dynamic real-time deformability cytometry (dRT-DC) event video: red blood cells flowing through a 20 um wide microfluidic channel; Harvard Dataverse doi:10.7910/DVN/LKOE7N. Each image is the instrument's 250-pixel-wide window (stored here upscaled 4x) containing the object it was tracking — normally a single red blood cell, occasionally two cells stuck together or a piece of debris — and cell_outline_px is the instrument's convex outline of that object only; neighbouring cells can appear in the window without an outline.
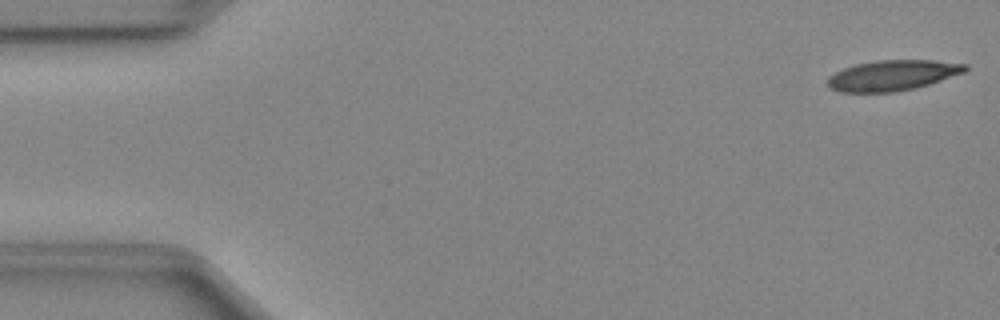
{"species": "Egyptian fruit bat (a non-hibernating species)", "species_latin": "Rousettus aegyptiacus", "temperature_condition": "cold", "stored_images_in_passage": 47, "camera_frame_rate_fps": 3000, "um_per_image_px": 0.085, "animal": {"sex": "female"}, "frame": {"image": 1, "passage_image": 1, "time_ms": 0.0, "image_size_px": [1000, 320], "cell_outline_px": [[968, 68], [964, 72], [916, 88], [892, 92], [840, 92], [828, 88], [828, 76], [844, 68], [856, 64], [876, 60], [932, 60], [968, 64]], "centroid_in_image_um": [75.84, 6.4], "position_along_channel_um": 9.2, "area_um2": 24.33}}
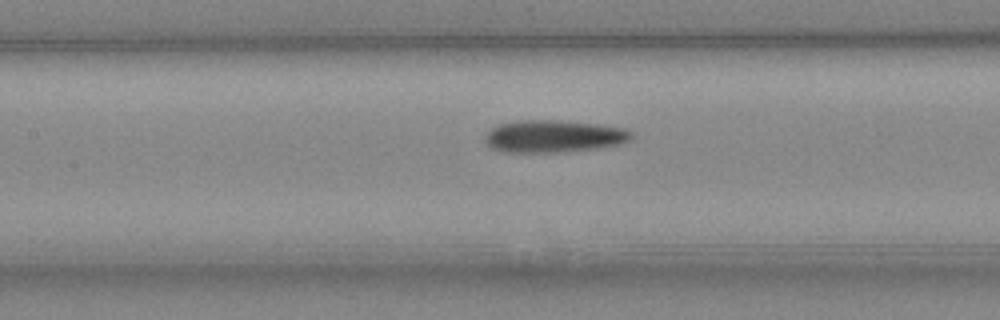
{"frame": {"image": 2, "passage_image": 21, "time_ms": 6.667, "image_size_px": [1000, 320], "cell_outline_px": [[632, 136], [628, 140], [620, 144], [596, 148], [556, 152], [504, 152], [492, 148], [484, 140], [484, 136], [492, 128], [500, 124], [516, 120], [556, 120], [596, 124], [624, 128], [632, 132]], "centroid_in_image_um": [47.03, 11.58], "position_along_channel_um": 160.4, "area_um2": 27.34}}
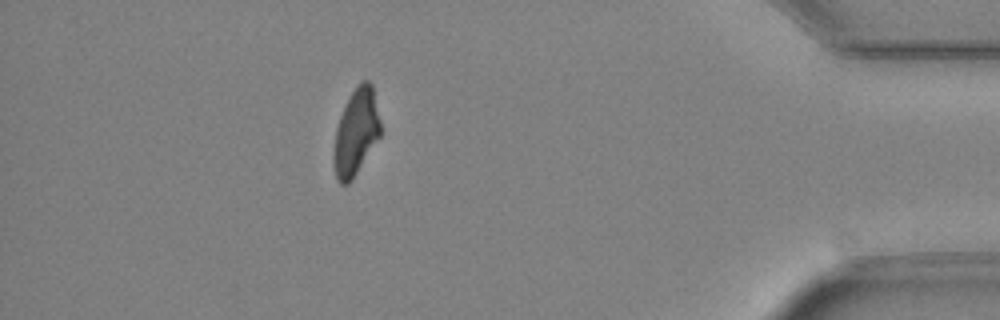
{"frame": {"image": 3, "passage_image": 42, "time_ms": 13.667, "image_size_px": [1000, 320], "cell_outline_px": [[380, 136], [352, 180], [348, 184], [340, 184], [336, 180], [332, 160], [332, 156], [336, 128], [340, 116], [356, 84], [360, 80], [368, 80], [372, 84], [380, 120]], "centroid_in_image_um": [30.24, 11.25], "position_along_channel_um": 405.0, "area_um2": 23.58}}